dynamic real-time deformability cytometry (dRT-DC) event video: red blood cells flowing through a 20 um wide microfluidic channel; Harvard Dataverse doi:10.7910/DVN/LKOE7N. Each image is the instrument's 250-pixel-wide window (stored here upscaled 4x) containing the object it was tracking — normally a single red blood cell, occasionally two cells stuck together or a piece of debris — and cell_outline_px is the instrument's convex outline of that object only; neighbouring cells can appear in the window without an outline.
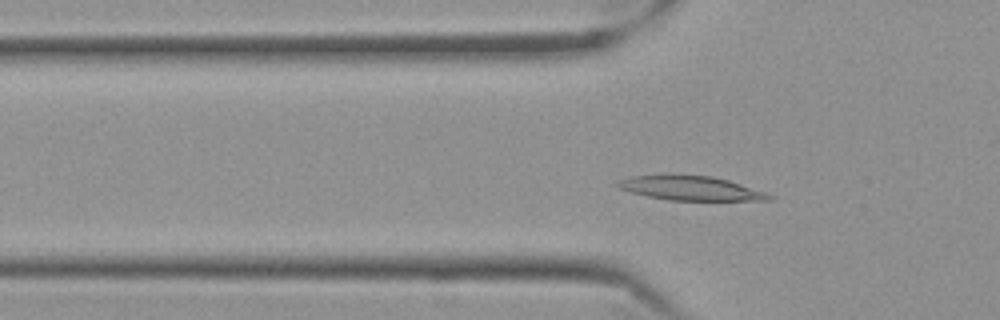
{"species": "Egyptian fruit bat (a non-hibernating species)", "species_latin": "Rousettus aegyptiacus", "temperature_condition": "cold", "stored_images_in_passage": 52, "camera_frame_rate_fps": 3000, "um_per_image_px": 0.085, "frame": {"image": 1, "passage_image": 13, "time_ms": 4.0, "image_size_px": [1000, 320], "cell_outline_px": [[776, 196], [772, 200], [668, 200], [648, 196], [632, 192], [620, 188], [612, 184], [616, 180], [632, 176], [712, 176], [728, 180]], "centroid_in_image_um": [58.7, 16.01], "position_along_channel_um": 67.1, "area_um2": 20.92}}
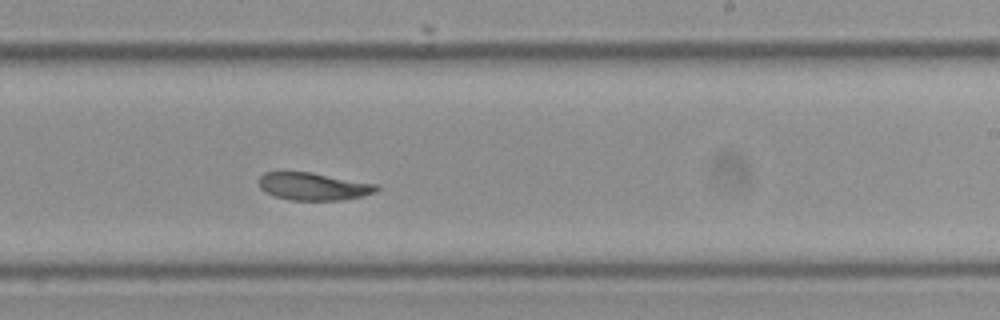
{"frame": {"image": 2, "passage_image": 30, "time_ms": 9.667, "image_size_px": [1000, 320], "cell_outline_px": [[380, 188], [376, 192], [360, 196], [340, 200], [288, 200], [264, 192], [260, 188], [260, 176], [264, 172], [308, 172], [376, 184]], "centroid_in_image_um": [26.61, 15.85], "position_along_channel_um": 262.4, "area_um2": 18.61}}
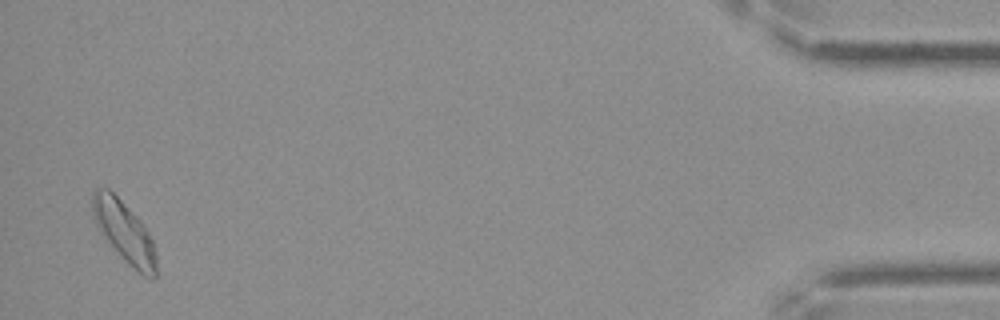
{"frame": {"image": 3, "passage_image": 51, "time_ms": 16.667, "image_size_px": [1000, 320], "cell_outline_px": [[156, 280], [152, 280], [144, 276], [132, 268], [128, 264], [104, 236], [96, 224], [92, 216], [92, 192], [96, 188], [108, 188], [140, 220], [148, 232], [152, 240], [156, 256]], "centroid_in_image_um": [10.57, 19.73], "position_along_channel_um": 424.6, "area_um2": 22.43}, "authors_computed_cell_mechanics": {"area_um2": 20.2011, "velocity_mm_per_s": 3.4644, "shape_relaxation_time_tau1_ms": null, "shape_relaxation_time_tau2_ms": 2.8769, "deformation_change_tau1": null, "deformation_change_tau2": 0.0706}}